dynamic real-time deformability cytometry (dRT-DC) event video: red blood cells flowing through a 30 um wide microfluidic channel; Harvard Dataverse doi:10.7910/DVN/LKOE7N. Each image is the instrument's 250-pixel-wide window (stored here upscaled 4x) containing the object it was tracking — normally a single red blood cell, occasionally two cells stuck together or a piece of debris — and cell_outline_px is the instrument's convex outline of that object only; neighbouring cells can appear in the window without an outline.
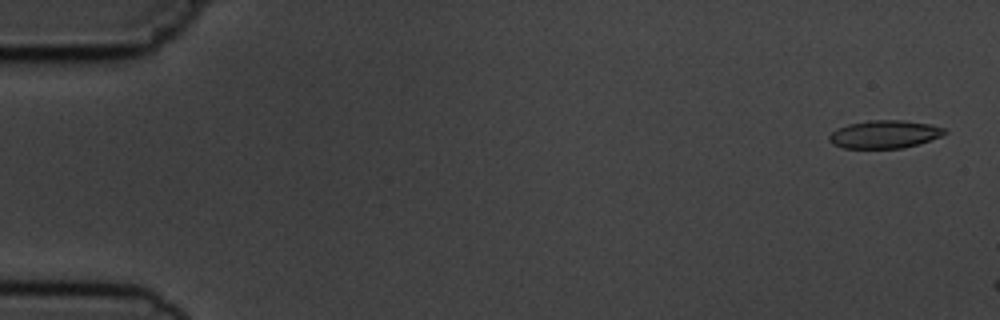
{"species": "common noctule bat (a hibernating species)", "species_latin": "Nyctalus noctula", "temperature_condition": "cold", "stored_images_in_passage": 4, "camera_frame_rate_fps": 3000, "um_per_image_px": 0.085, "animal": {"sex": "male", "body_mass_g": 19.5, "forearm_length_mm": 54.6}, "frame": {"image": 1, "passage_image": 1, "time_ms": 0.0, "image_size_px": [1000, 320], "cell_outline_px": [[948, 132], [940, 136], [904, 148], [844, 148], [832, 144], [828, 140], [828, 136], [836, 128], [848, 124], [868, 120], [904, 120], [932, 124], [944, 128]], "centroid_in_image_um": [75.15, 11.4], "position_along_channel_um": 9.8, "area_um2": 18.84}}